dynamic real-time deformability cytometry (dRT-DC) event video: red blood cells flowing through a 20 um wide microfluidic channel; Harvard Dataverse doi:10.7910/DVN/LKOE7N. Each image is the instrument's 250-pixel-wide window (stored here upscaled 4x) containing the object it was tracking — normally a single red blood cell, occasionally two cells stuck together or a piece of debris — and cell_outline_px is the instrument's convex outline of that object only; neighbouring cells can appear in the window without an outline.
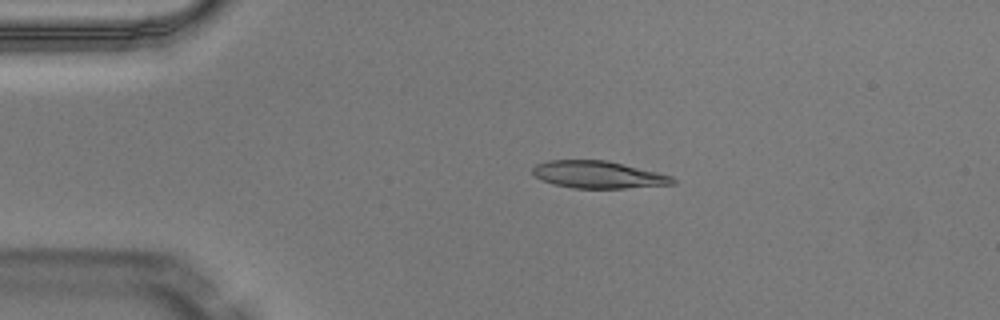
{"species": "Egyptian fruit bat (a non-hibernating species)", "species_latin": "Rousettus aegyptiacus", "temperature_condition": "warm", "stored_images_in_passage": 2, "camera_frame_rate_fps": 3000, "um_per_image_px": 0.085, "animal": {"sex": "male"}, "frame": {"image": 1, "passage_image": 1, "time_ms": 0.0, "image_size_px": [1000, 320], "cell_outline_px": [[680, 180], [676, 184], [624, 188], [572, 188], [552, 184], [536, 176], [532, 172], [532, 168], [536, 164], [548, 160], [608, 160], [672, 176]], "centroid_in_image_um": [50.88, 14.85], "position_along_channel_um": 34.1, "area_um2": 22.31}}